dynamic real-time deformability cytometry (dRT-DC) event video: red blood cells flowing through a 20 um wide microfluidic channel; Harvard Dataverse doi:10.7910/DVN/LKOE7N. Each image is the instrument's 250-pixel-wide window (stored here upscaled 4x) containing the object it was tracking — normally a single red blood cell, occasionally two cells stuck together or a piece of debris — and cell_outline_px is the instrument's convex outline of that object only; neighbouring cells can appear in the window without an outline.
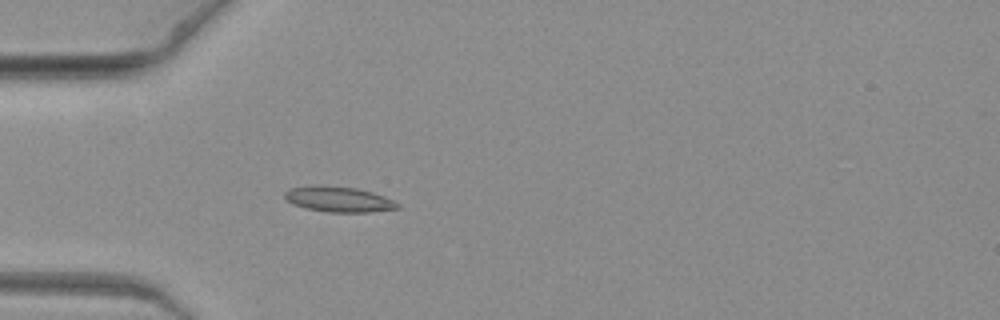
{"species": "common noctule bat (a hibernating species)", "species_latin": "Nyctalus noctula", "temperature_condition": "warm", "stored_images_in_passage": 1, "camera_frame_rate_fps": 3000, "um_per_image_px": 0.085, "animal": {"sex": "female", "body_mass_g": 19.3, "forearm_length_mm": 54.1}, "frame": {"image": 1, "passage_image": 1, "time_ms": 0.0, "image_size_px": [1000, 320], "cell_outline_px": [[400, 208], [368, 212], [328, 212], [304, 208], [292, 204], [284, 196], [284, 192], [288, 188], [356, 188], [372, 192], [392, 200], [400, 204]], "centroid_in_image_um": [28.83, 16.99], "position_along_channel_um": 56.2, "area_um2": 15.84}}